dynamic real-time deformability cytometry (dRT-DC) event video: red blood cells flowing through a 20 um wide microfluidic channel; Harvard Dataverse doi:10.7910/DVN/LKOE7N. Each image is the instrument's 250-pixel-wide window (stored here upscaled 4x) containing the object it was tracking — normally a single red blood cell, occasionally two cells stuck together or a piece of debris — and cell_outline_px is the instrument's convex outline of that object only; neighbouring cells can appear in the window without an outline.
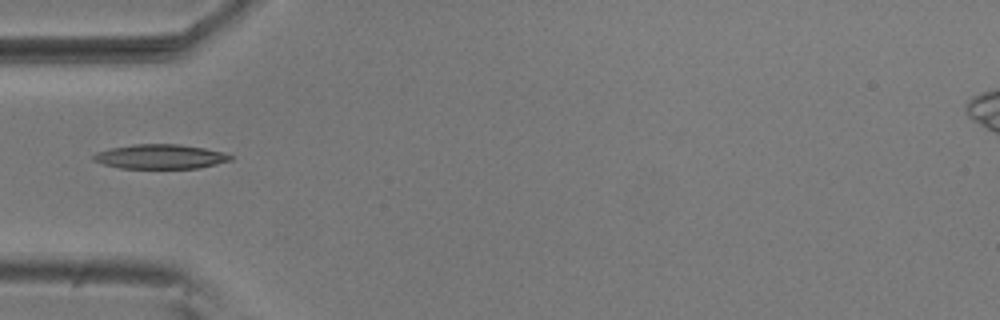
{"species": "common noctule bat (a hibernating species)", "species_latin": "Nyctalus noctula", "temperature_condition": "room temperature", "stored_images_in_passage": 4, "camera_frame_rate_fps": 3000, "um_per_image_px": 0.085, "animal": {"sex": "male", "body_mass_g": 20.5, "forearm_length_mm": 52.5}, "frame": {"image": 1, "passage_image": 4, "time_ms": 1.0, "image_size_px": [1000, 320], "cell_outline_px": [[232, 160], [200, 168], [120, 168], [104, 164], [92, 160], [92, 156], [96, 152], [112, 148], [132, 144], [180, 144], [204, 148], [224, 152], [232, 156]], "centroid_in_image_um": [13.63, 13.31], "position_along_channel_um": 71.4, "area_um2": 19.54}}